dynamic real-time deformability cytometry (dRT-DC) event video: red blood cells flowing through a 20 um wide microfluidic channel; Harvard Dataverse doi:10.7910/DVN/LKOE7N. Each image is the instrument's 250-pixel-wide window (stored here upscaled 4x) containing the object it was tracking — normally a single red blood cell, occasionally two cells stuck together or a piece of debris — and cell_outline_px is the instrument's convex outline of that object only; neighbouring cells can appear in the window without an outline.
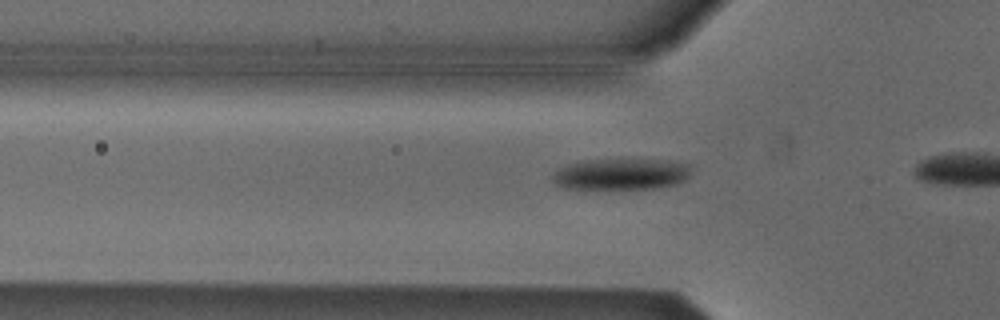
{"species": "Egyptian fruit bat (a non-hibernating species)", "species_latin": "Rousettus aegyptiacus", "temperature_condition": "cold", "stored_images_in_passage": 10, "camera_frame_rate_fps": 3000, "um_per_image_px": 0.085, "animal": {"sex": "male"}, "frame": {"image": 1, "passage_image": 4, "time_ms": 1.0, "image_size_px": [1000, 320], "cell_outline_px": [[692, 164], [688, 176], [684, 180], [676, 184], [652, 188], [564, 188], [556, 184], [552, 180], [552, 176], [560, 168], [568, 164], [584, 160], [668, 160]], "centroid_in_image_um": [52.82, 14.79], "position_along_channel_um": 73.0, "area_um2": 24.91}}
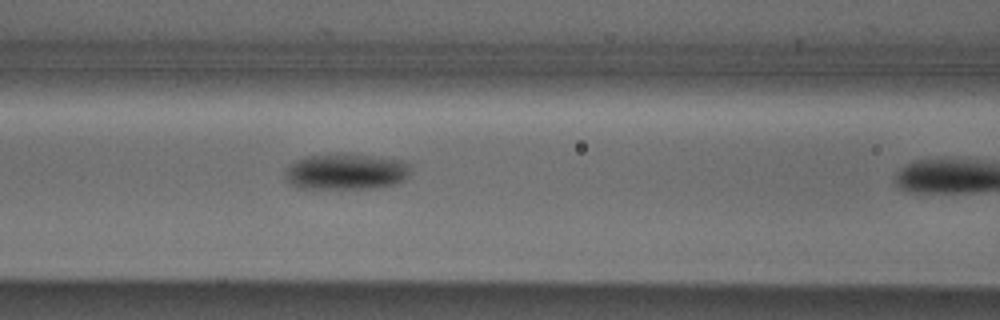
{"frame": {"image": 2, "passage_image": 9, "time_ms": 2.667, "image_size_px": [1000, 320], "cell_outline_px": [[412, 164], [408, 176], [404, 180], [396, 184], [376, 188], [296, 188], [288, 184], [284, 180], [284, 172], [288, 164], [296, 160], [308, 156], [336, 152], [344, 152], [404, 160]], "centroid_in_image_um": [29.39, 14.57], "position_along_channel_um": 137.2, "area_um2": 27.28}}